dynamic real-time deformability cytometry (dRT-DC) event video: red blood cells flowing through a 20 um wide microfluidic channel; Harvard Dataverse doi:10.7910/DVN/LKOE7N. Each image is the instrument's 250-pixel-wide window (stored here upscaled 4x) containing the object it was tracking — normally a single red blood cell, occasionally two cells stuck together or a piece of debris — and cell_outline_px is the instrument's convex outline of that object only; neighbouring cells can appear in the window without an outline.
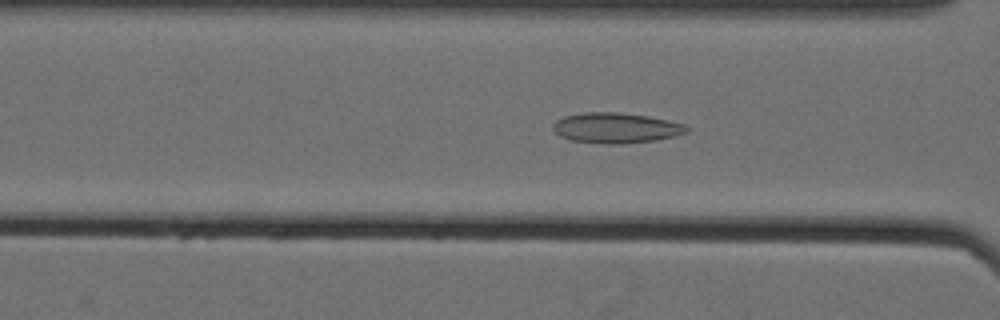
{"species": "Egyptian fruit bat (a non-hibernating species)", "species_latin": "Rousettus aegyptiacus", "temperature_condition": "cold", "stored_images_in_passage": 48, "camera_frame_rate_fps": 3000, "um_per_image_px": 0.085, "animal": {"sex": "female"}, "frame": {"image": 1, "passage_image": 15, "time_ms": 4.667, "image_size_px": [1000, 320], "cell_outline_px": [[692, 128], [688, 132], [676, 136], [656, 140], [620, 144], [608, 144], [572, 140], [560, 136], [552, 128], [552, 124], [556, 120], [564, 116], [584, 112], [620, 112], [648, 116], [668, 120], [684, 124]], "centroid_in_image_um": [52.39, 10.87], "position_along_channel_um": 114.2, "area_um2": 23.81}}
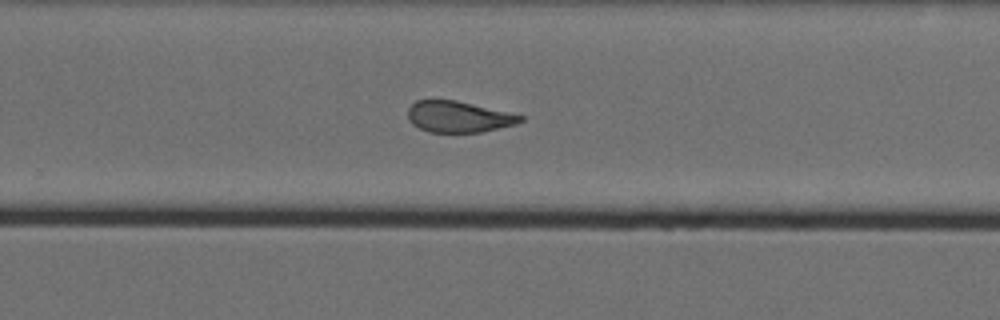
{"frame": {"image": 2, "passage_image": 30, "time_ms": 9.667, "image_size_px": [1000, 320], "cell_outline_px": [[524, 120], [516, 124], [480, 132], [428, 132], [412, 124], [408, 120], [408, 108], [416, 100], [456, 100], [524, 116]], "centroid_in_image_um": [38.95, 9.92], "position_along_channel_um": 290.9, "area_um2": 20.29}}
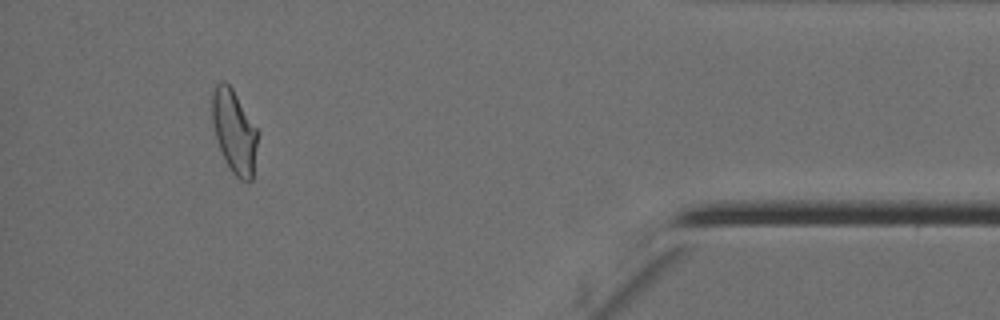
{"frame": {"image": 3, "passage_image": 44, "time_ms": 14.333, "image_size_px": [1000, 320], "cell_outline_px": [[260, 132], [252, 180], [248, 184], [240, 180], [232, 172], [224, 160], [216, 140], [212, 120], [212, 92], [216, 84], [220, 80], [224, 80], [232, 88]], "centroid_in_image_um": [19.93, 11.21], "position_along_channel_um": 415.3, "area_um2": 22.66}, "authors_computed_cell_mechanics": {"area_um2": 22.3686, "velocity_mm_per_s": 3.5265, "shape_relaxation_time_tau1_ms": null, "shape_relaxation_time_tau2_ms": 1.6517, "deformation_change_tau1": null, "deformation_change_tau2": 0.0937}}